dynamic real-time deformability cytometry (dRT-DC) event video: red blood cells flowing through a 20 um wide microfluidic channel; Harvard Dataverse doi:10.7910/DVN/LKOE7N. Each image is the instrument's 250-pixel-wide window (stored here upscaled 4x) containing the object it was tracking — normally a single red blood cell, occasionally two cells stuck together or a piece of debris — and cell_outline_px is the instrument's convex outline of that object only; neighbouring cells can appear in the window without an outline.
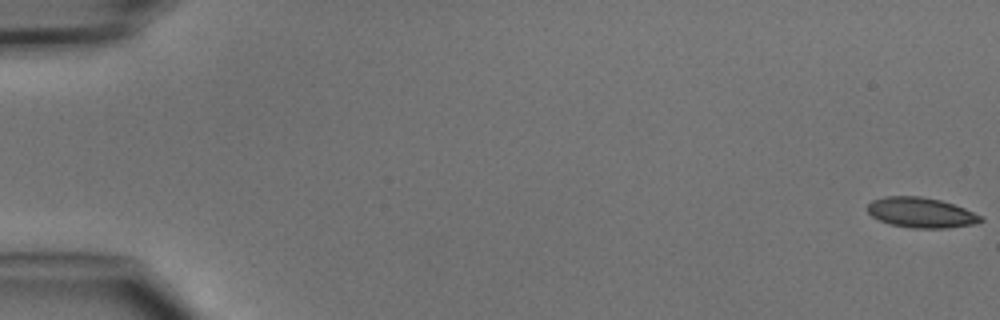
{"species": "common noctule bat (a hibernating species)", "species_latin": "Nyctalus noctula", "temperature_condition": "cold", "stored_images_in_passage": 49, "camera_frame_rate_fps": 3000, "um_per_image_px": 0.085, "animal": {"sex": "male", "body_mass_g": 15.6}, "frame": {"image": 1, "passage_image": 1, "time_ms": 0.0, "image_size_px": [1000, 320], "cell_outline_px": [[984, 220], [972, 224], [944, 228], [912, 228], [892, 224], [880, 220], [872, 216], [868, 212], [868, 204], [872, 200], [884, 196], [920, 196], [940, 200], [964, 208], [984, 216]], "centroid_in_image_um": [78.29, 18.06], "position_along_channel_um": 6.7, "area_um2": 19.77}}
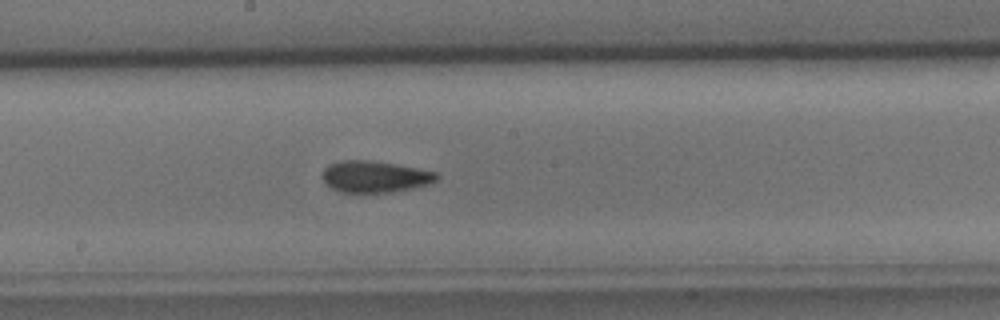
{"frame": {"image": 2, "passage_image": 27, "time_ms": 8.667, "image_size_px": [1000, 320], "cell_outline_px": [[440, 176], [436, 180], [428, 184], [412, 188], [388, 192], [340, 192], [332, 188], [324, 180], [324, 168], [328, 164], [340, 160], [372, 160], [396, 164], [440, 172]], "centroid_in_image_um": [31.9, 14.99], "position_along_channel_um": 216.3, "area_um2": 20.98}}
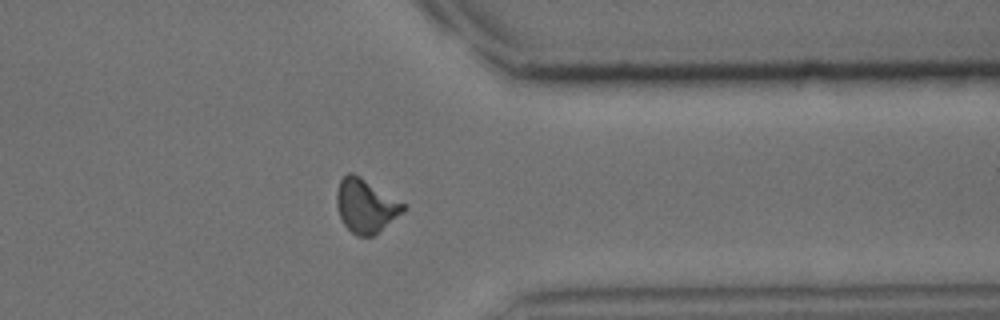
{"frame": {"image": 3, "passage_image": 39, "time_ms": 12.667, "image_size_px": [1000, 320], "cell_outline_px": [[408, 208], [372, 236], [356, 236], [344, 224], [340, 216], [336, 204], [336, 192], [340, 180], [348, 172], [352, 172], [360, 176], [408, 204]], "centroid_in_image_um": [31.11, 17.46], "position_along_channel_um": 380.3, "area_um2": 20.92}}